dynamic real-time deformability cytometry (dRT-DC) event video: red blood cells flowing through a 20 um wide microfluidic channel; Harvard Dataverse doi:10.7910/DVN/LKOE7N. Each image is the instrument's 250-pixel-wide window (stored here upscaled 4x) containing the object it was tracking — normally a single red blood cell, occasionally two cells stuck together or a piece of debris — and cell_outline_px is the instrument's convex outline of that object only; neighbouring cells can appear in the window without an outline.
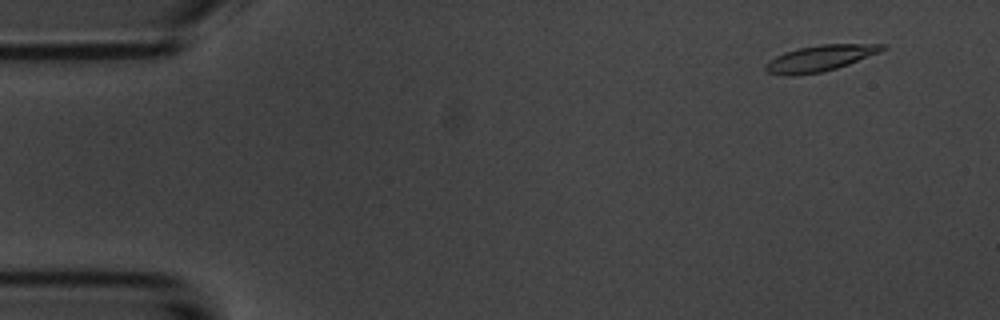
{"species": "common noctule bat (a hibernating species)", "species_latin": "Nyctalus noctula", "temperature_condition": "room temperature", "stored_images_in_passage": 9, "camera_frame_rate_fps": 3000, "um_per_image_px": 0.085, "animal": {"sex": "male", "body_mass_g": 20.1, "forearm_length_mm": 53.5}, "frame": {"image": 1, "passage_image": 2, "time_ms": 1.333, "image_size_px": [1000, 320], "cell_outline_px": [[888, 48], [880, 52], [848, 64], [836, 68], [820, 72], [788, 76], [784, 76], [768, 72], [764, 68], [764, 64], [768, 60], [784, 52], [796, 48], [820, 44], [888, 44]], "centroid_in_image_um": [69.68, 4.94], "position_along_channel_um": 15.3, "area_um2": 17.8}}
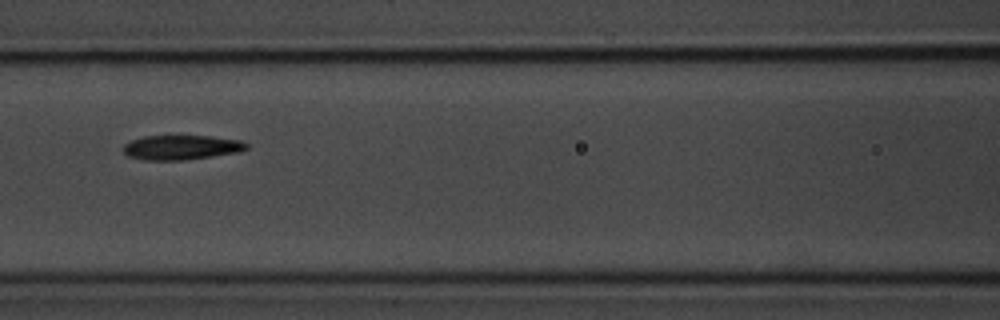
{"frame": {"image": 2, "passage_image": 8, "time_ms": 8.0, "image_size_px": [1000, 320], "cell_outline_px": [[248, 148], [240, 152], [184, 160], [144, 160], [128, 156], [120, 148], [124, 144], [132, 140], [144, 136], [212, 136], [244, 140], [248, 144]], "centroid_in_image_um": [15.43, 12.52], "position_along_channel_um": 151.2, "area_um2": 17.86}}
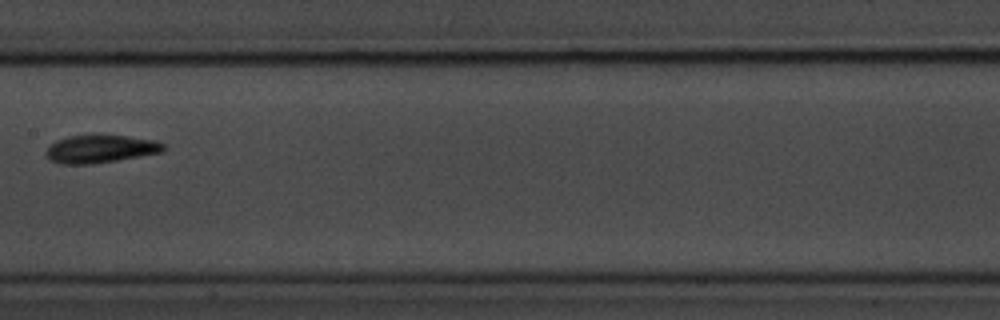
{"frame": {"image": 3, "passage_image": 9, "time_ms": 9.333, "image_size_px": [1000, 320], "cell_outline_px": [[164, 152], [92, 164], [60, 164], [52, 160], [44, 152], [48, 144], [56, 140], [68, 136], [92, 132], [96, 132], [128, 136], [156, 140], [164, 144]], "centroid_in_image_um": [8.51, 12.61], "position_along_channel_um": 198.9, "area_um2": 19.88}}